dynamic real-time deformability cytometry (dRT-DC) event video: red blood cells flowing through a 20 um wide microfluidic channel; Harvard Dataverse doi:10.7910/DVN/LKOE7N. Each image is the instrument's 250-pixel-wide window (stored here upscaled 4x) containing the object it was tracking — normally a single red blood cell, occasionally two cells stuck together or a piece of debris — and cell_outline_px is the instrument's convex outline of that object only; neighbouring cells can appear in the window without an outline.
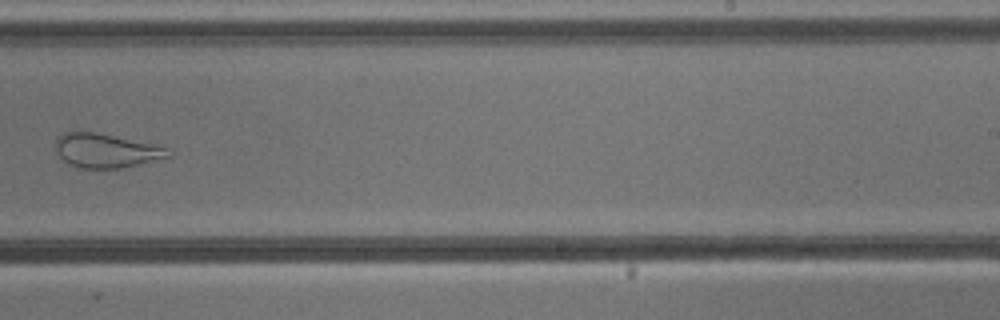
{"species": "common noctule bat (a hibernating species)", "species_latin": "Nyctalus noctula", "temperature_condition": "cold", "stored_images_in_passage": 10, "camera_frame_rate_fps": 3000, "um_per_image_px": 0.085, "animal": {"sex": "male", "body_mass_g": 13.3}, "frame": {"image": 1, "passage_image": 9, "time_ms": 9.333, "image_size_px": [1000, 320], "cell_outline_px": [[172, 156], [124, 168], [80, 168], [68, 164], [56, 152], [56, 136], [60, 132], [96, 132], [156, 144], [168, 148]], "centroid_in_image_um": [9.02, 12.8], "position_along_channel_um": 280.0, "area_um2": 22.6}}